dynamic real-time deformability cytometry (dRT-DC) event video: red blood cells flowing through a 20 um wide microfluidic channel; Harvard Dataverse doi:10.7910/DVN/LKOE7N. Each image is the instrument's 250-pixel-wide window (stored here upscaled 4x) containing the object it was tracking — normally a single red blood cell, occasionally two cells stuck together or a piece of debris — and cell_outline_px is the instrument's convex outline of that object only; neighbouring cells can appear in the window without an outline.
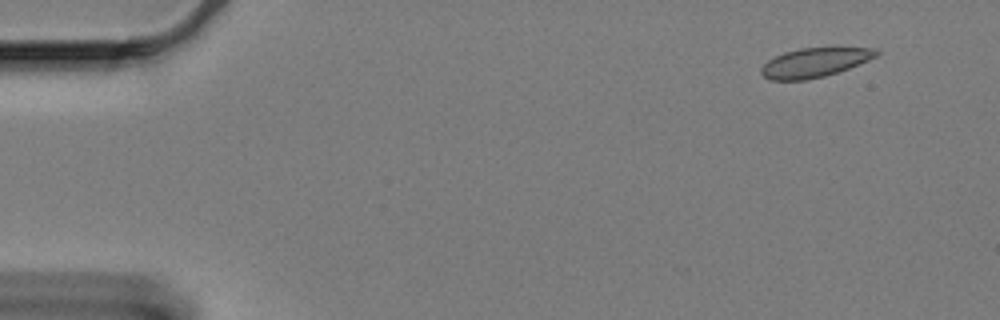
{"species": "Egyptian fruit bat (a non-hibernating species)", "species_latin": "Rousettus aegyptiacus", "temperature_condition": "cold", "stored_images_in_passage": 44, "camera_frame_rate_fps": 3000, "um_per_image_px": 0.085, "animal": {"sex": "female"}, "frame": {"image": 1, "passage_image": 1, "time_ms": 0.0, "image_size_px": [1000, 320], "cell_outline_px": [[880, 52], [876, 56], [868, 60], [848, 68], [824, 76], [804, 80], [772, 80], [764, 76], [760, 72], [760, 68], [768, 60], [784, 52], [800, 48], [876, 48]], "centroid_in_image_um": [69.22, 5.31], "position_along_channel_um": 15.8, "area_um2": 19.31}}
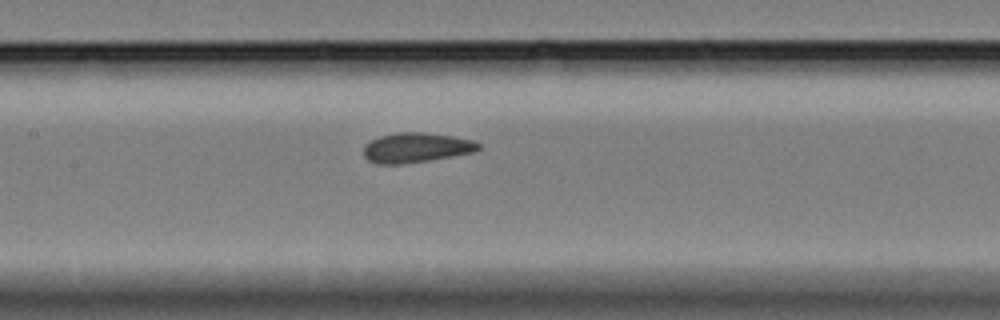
{"frame": {"image": 2, "passage_image": 25, "time_ms": 8.0, "image_size_px": [1000, 320], "cell_outline_px": [[480, 148], [476, 152], [404, 164], [376, 164], [368, 160], [364, 156], [364, 144], [380, 136], [396, 132], [424, 132], [452, 136], [472, 140], [480, 144]], "centroid_in_image_um": [35.36, 12.55], "position_along_channel_um": 172.0, "area_um2": 20.0}}
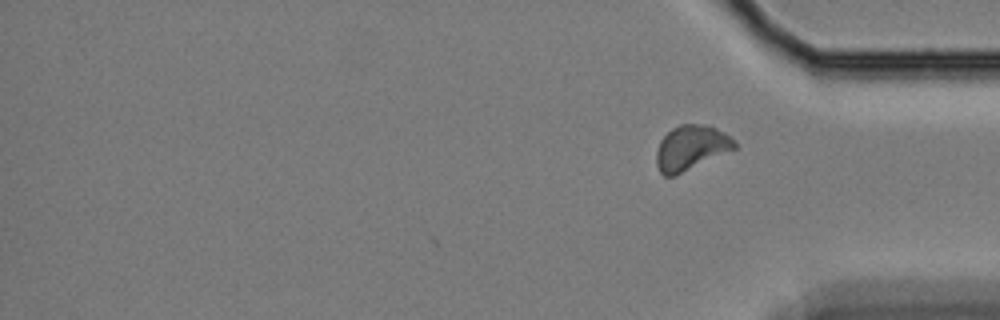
{"frame": {"image": 3, "passage_image": 44, "time_ms": 14.333, "image_size_px": [1000, 320], "cell_outline_px": [[736, 148], [676, 176], [664, 176], [660, 172], [656, 164], [656, 152], [660, 140], [672, 128], [680, 124], [704, 124], [716, 128], [724, 132], [736, 144]], "centroid_in_image_um": [58.7, 12.57], "position_along_channel_um": 376.5, "area_um2": 20.35}, "authors_computed_cell_mechanics": {"area_um2": 19.9988, "velocity_mm_per_s": 3.2857, "shape_relaxation_time_tau1_ms": null, "shape_relaxation_time_tau2_ms": 1.9333, "deformation_change_tau1": null, "deformation_change_tau2": 0.0434}}